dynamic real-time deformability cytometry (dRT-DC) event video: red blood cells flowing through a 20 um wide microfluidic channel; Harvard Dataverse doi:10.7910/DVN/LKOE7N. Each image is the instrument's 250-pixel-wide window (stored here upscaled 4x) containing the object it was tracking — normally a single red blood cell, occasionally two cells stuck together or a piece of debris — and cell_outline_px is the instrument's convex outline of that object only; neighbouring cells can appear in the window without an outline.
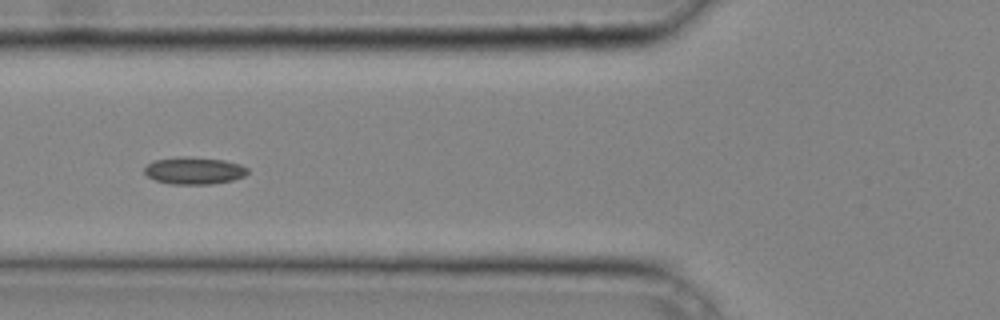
{"species": "common noctule bat (a hibernating species)", "species_latin": "Nyctalus noctula", "temperature_condition": "cold", "stored_images_in_passage": 30, "camera_frame_rate_fps": 3000, "um_per_image_px": 0.085, "animal": {"sex": "male", "body_mass_g": 20.4}, "frame": {"image": 1, "passage_image": 5, "time_ms": 1.333, "image_size_px": [1000, 320], "cell_outline_px": [[248, 172], [244, 176], [232, 180], [212, 184], [172, 184], [156, 180], [148, 176], [144, 172], [144, 168], [148, 164], [156, 160], [176, 156], [188, 156], [224, 160], [240, 164], [248, 168]], "centroid_in_image_um": [16.51, 14.49], "position_along_channel_um": 109.3, "area_um2": 16.36}}
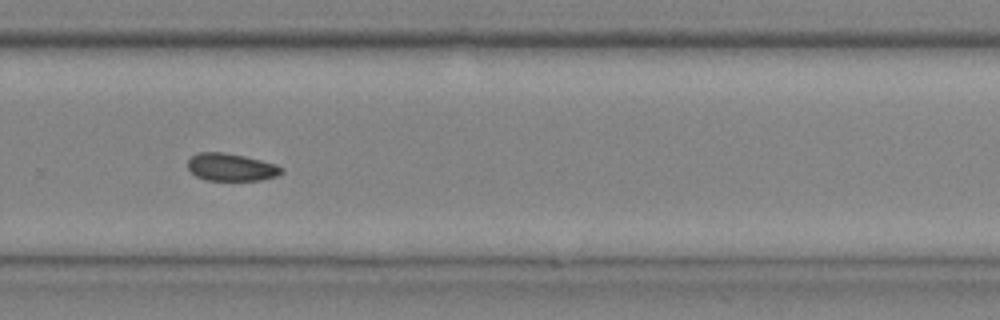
{"frame": {"image": 2, "passage_image": 18, "time_ms": 5.667, "image_size_px": [1000, 320], "cell_outline_px": [[284, 172], [276, 176], [260, 180], [208, 180], [196, 176], [188, 168], [188, 160], [192, 156], [200, 152], [224, 152], [244, 156], [276, 164], [284, 168]], "centroid_in_image_um": [19.67, 14.21], "position_along_channel_um": 310.1, "area_um2": 14.97}}